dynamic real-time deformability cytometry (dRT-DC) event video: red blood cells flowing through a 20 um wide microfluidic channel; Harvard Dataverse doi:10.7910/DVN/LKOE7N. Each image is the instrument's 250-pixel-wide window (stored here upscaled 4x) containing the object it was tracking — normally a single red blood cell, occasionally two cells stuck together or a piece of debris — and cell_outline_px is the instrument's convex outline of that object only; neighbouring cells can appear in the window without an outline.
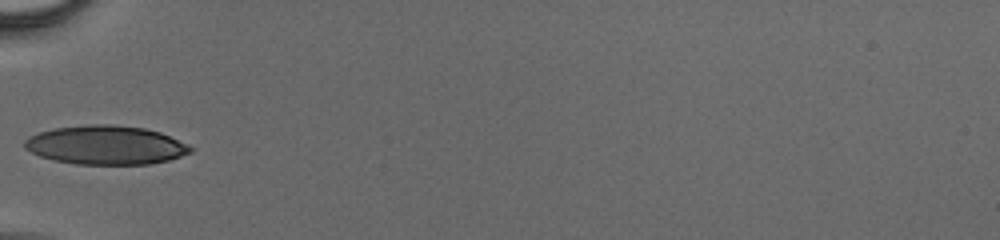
{"species": "human", "species_latin": "Homo sapiens", "temperature_condition": "cold", "stored_images_in_passage": 35, "camera_frame_rate_fps": 3000, "um_per_image_px": 0.085, "donor": {"sex": "male"}, "frame": {"image": 1, "passage_image": 1, "time_ms": 0.0, "image_size_px": [1000, 240], "cell_outline_px": [[192, 152], [168, 160], [152, 164], [76, 164], [56, 160], [40, 156], [24, 148], [24, 140], [28, 136], [40, 132], [56, 128], [88, 124], [108, 124], [144, 128], [160, 132], [188, 144], [192, 148]], "centroid_in_image_um": [8.99, 12.33], "position_along_channel_um": 76.0, "area_um2": 37.45}}
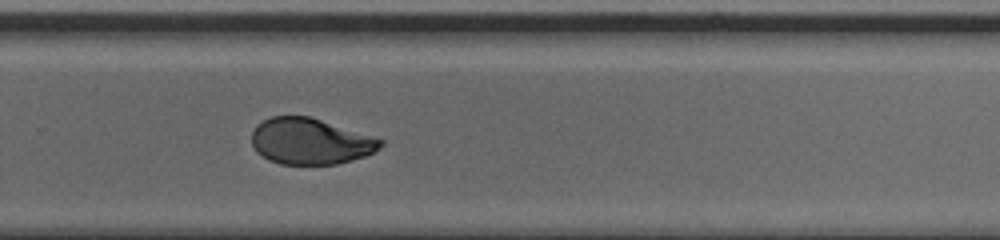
{"frame": {"image": 2, "passage_image": 19, "time_ms": 6.0, "image_size_px": [1000, 240], "cell_outline_px": [[384, 144], [380, 148], [364, 156], [352, 160], [336, 164], [280, 164], [268, 160], [256, 152], [252, 144], [252, 132], [256, 124], [272, 116], [308, 116], [384, 140]], "centroid_in_image_um": [26.34, 12.02], "position_along_channel_um": 303.5, "area_um2": 34.39}}
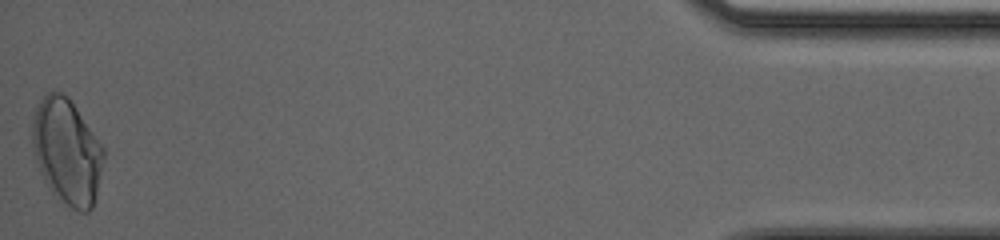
{"frame": {"image": 3, "passage_image": 35, "time_ms": 11.333, "image_size_px": [1000, 240], "cell_outline_px": [[104, 160], [96, 196], [92, 208], [88, 212], [80, 212], [72, 208], [52, 192], [44, 180], [40, 172], [32, 148], [32, 120], [36, 108], [40, 100], [52, 88], [68, 96], [104, 148]], "centroid_in_image_um": [5.68, 12.86], "position_along_channel_um": 429.5, "area_um2": 43.75}}